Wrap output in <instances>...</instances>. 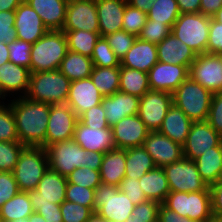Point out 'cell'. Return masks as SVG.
<instances>
[{"label":"cell","instance_id":"obj_18","mask_svg":"<svg viewBox=\"0 0 222 222\" xmlns=\"http://www.w3.org/2000/svg\"><path fill=\"white\" fill-rule=\"evenodd\" d=\"M142 146L151 155L156 167H164L184 157L183 146L158 131H150Z\"/></svg>","mask_w":222,"mask_h":222},{"label":"cell","instance_id":"obj_27","mask_svg":"<svg viewBox=\"0 0 222 222\" xmlns=\"http://www.w3.org/2000/svg\"><path fill=\"white\" fill-rule=\"evenodd\" d=\"M158 61L157 45L137 37L131 49L120 61V67L137 69L148 73Z\"/></svg>","mask_w":222,"mask_h":222},{"label":"cell","instance_id":"obj_10","mask_svg":"<svg viewBox=\"0 0 222 222\" xmlns=\"http://www.w3.org/2000/svg\"><path fill=\"white\" fill-rule=\"evenodd\" d=\"M49 168L60 175H69L73 170L85 164V149L73 139L49 145L46 148Z\"/></svg>","mask_w":222,"mask_h":222},{"label":"cell","instance_id":"obj_2","mask_svg":"<svg viewBox=\"0 0 222 222\" xmlns=\"http://www.w3.org/2000/svg\"><path fill=\"white\" fill-rule=\"evenodd\" d=\"M71 81L58 69L34 72L30 75L25 98L51 104L66 103Z\"/></svg>","mask_w":222,"mask_h":222},{"label":"cell","instance_id":"obj_50","mask_svg":"<svg viewBox=\"0 0 222 222\" xmlns=\"http://www.w3.org/2000/svg\"><path fill=\"white\" fill-rule=\"evenodd\" d=\"M31 48L32 44L19 39L8 44L9 62L30 69Z\"/></svg>","mask_w":222,"mask_h":222},{"label":"cell","instance_id":"obj_55","mask_svg":"<svg viewBox=\"0 0 222 222\" xmlns=\"http://www.w3.org/2000/svg\"><path fill=\"white\" fill-rule=\"evenodd\" d=\"M207 122L222 136V92L213 94Z\"/></svg>","mask_w":222,"mask_h":222},{"label":"cell","instance_id":"obj_71","mask_svg":"<svg viewBox=\"0 0 222 222\" xmlns=\"http://www.w3.org/2000/svg\"><path fill=\"white\" fill-rule=\"evenodd\" d=\"M13 222H29L28 218L25 219H19L17 221H13Z\"/></svg>","mask_w":222,"mask_h":222},{"label":"cell","instance_id":"obj_24","mask_svg":"<svg viewBox=\"0 0 222 222\" xmlns=\"http://www.w3.org/2000/svg\"><path fill=\"white\" fill-rule=\"evenodd\" d=\"M30 69L7 62L0 65V98L5 100V96L10 97L12 93H22L20 97H24L28 90L30 81Z\"/></svg>","mask_w":222,"mask_h":222},{"label":"cell","instance_id":"obj_6","mask_svg":"<svg viewBox=\"0 0 222 222\" xmlns=\"http://www.w3.org/2000/svg\"><path fill=\"white\" fill-rule=\"evenodd\" d=\"M162 204L192 221L205 222L213 216L209 186L204 191L198 192L170 191Z\"/></svg>","mask_w":222,"mask_h":222},{"label":"cell","instance_id":"obj_1","mask_svg":"<svg viewBox=\"0 0 222 222\" xmlns=\"http://www.w3.org/2000/svg\"><path fill=\"white\" fill-rule=\"evenodd\" d=\"M18 97L9 103L16 120L18 141L24 146L45 149L50 104Z\"/></svg>","mask_w":222,"mask_h":222},{"label":"cell","instance_id":"obj_42","mask_svg":"<svg viewBox=\"0 0 222 222\" xmlns=\"http://www.w3.org/2000/svg\"><path fill=\"white\" fill-rule=\"evenodd\" d=\"M24 147L19 141H0V171L13 172Z\"/></svg>","mask_w":222,"mask_h":222},{"label":"cell","instance_id":"obj_22","mask_svg":"<svg viewBox=\"0 0 222 222\" xmlns=\"http://www.w3.org/2000/svg\"><path fill=\"white\" fill-rule=\"evenodd\" d=\"M73 140L86 151L105 153L115 147L112 128L97 129L88 127L79 119L75 126Z\"/></svg>","mask_w":222,"mask_h":222},{"label":"cell","instance_id":"obj_36","mask_svg":"<svg viewBox=\"0 0 222 222\" xmlns=\"http://www.w3.org/2000/svg\"><path fill=\"white\" fill-rule=\"evenodd\" d=\"M149 90L148 73L120 67L119 91L141 98Z\"/></svg>","mask_w":222,"mask_h":222},{"label":"cell","instance_id":"obj_47","mask_svg":"<svg viewBox=\"0 0 222 222\" xmlns=\"http://www.w3.org/2000/svg\"><path fill=\"white\" fill-rule=\"evenodd\" d=\"M171 33V28L165 23H158L154 20H146L138 38L157 45Z\"/></svg>","mask_w":222,"mask_h":222},{"label":"cell","instance_id":"obj_38","mask_svg":"<svg viewBox=\"0 0 222 222\" xmlns=\"http://www.w3.org/2000/svg\"><path fill=\"white\" fill-rule=\"evenodd\" d=\"M67 38L68 50L84 56H92L94 46L100 38V32L86 30H62Z\"/></svg>","mask_w":222,"mask_h":222},{"label":"cell","instance_id":"obj_43","mask_svg":"<svg viewBox=\"0 0 222 222\" xmlns=\"http://www.w3.org/2000/svg\"><path fill=\"white\" fill-rule=\"evenodd\" d=\"M146 20L147 13L127 3L123 15L122 30L138 37L146 23Z\"/></svg>","mask_w":222,"mask_h":222},{"label":"cell","instance_id":"obj_57","mask_svg":"<svg viewBox=\"0 0 222 222\" xmlns=\"http://www.w3.org/2000/svg\"><path fill=\"white\" fill-rule=\"evenodd\" d=\"M33 211L40 214L46 222H63L59 204L34 205Z\"/></svg>","mask_w":222,"mask_h":222},{"label":"cell","instance_id":"obj_31","mask_svg":"<svg viewBox=\"0 0 222 222\" xmlns=\"http://www.w3.org/2000/svg\"><path fill=\"white\" fill-rule=\"evenodd\" d=\"M138 181L148 200H154L162 204L170 192L163 167H155L149 170Z\"/></svg>","mask_w":222,"mask_h":222},{"label":"cell","instance_id":"obj_60","mask_svg":"<svg viewBox=\"0 0 222 222\" xmlns=\"http://www.w3.org/2000/svg\"><path fill=\"white\" fill-rule=\"evenodd\" d=\"M105 153L85 150V164L82 167L91 168L92 170H100Z\"/></svg>","mask_w":222,"mask_h":222},{"label":"cell","instance_id":"obj_12","mask_svg":"<svg viewBox=\"0 0 222 222\" xmlns=\"http://www.w3.org/2000/svg\"><path fill=\"white\" fill-rule=\"evenodd\" d=\"M172 105V94L149 90L140 98L138 116L150 131H158Z\"/></svg>","mask_w":222,"mask_h":222},{"label":"cell","instance_id":"obj_52","mask_svg":"<svg viewBox=\"0 0 222 222\" xmlns=\"http://www.w3.org/2000/svg\"><path fill=\"white\" fill-rule=\"evenodd\" d=\"M78 119L88 127H95L97 129H105L109 127L102 104L86 110L78 117Z\"/></svg>","mask_w":222,"mask_h":222},{"label":"cell","instance_id":"obj_21","mask_svg":"<svg viewBox=\"0 0 222 222\" xmlns=\"http://www.w3.org/2000/svg\"><path fill=\"white\" fill-rule=\"evenodd\" d=\"M103 95L90 77L71 81L66 104L79 117L86 110L101 104Z\"/></svg>","mask_w":222,"mask_h":222},{"label":"cell","instance_id":"obj_48","mask_svg":"<svg viewBox=\"0 0 222 222\" xmlns=\"http://www.w3.org/2000/svg\"><path fill=\"white\" fill-rule=\"evenodd\" d=\"M94 191L87 187L67 183L65 200L89 207L94 211Z\"/></svg>","mask_w":222,"mask_h":222},{"label":"cell","instance_id":"obj_29","mask_svg":"<svg viewBox=\"0 0 222 222\" xmlns=\"http://www.w3.org/2000/svg\"><path fill=\"white\" fill-rule=\"evenodd\" d=\"M192 123L193 121L173 104L169 108L158 132L183 146L186 143Z\"/></svg>","mask_w":222,"mask_h":222},{"label":"cell","instance_id":"obj_25","mask_svg":"<svg viewBox=\"0 0 222 222\" xmlns=\"http://www.w3.org/2000/svg\"><path fill=\"white\" fill-rule=\"evenodd\" d=\"M101 37L122 30L127 0H95Z\"/></svg>","mask_w":222,"mask_h":222},{"label":"cell","instance_id":"obj_65","mask_svg":"<svg viewBox=\"0 0 222 222\" xmlns=\"http://www.w3.org/2000/svg\"><path fill=\"white\" fill-rule=\"evenodd\" d=\"M9 62L8 44L0 42V65Z\"/></svg>","mask_w":222,"mask_h":222},{"label":"cell","instance_id":"obj_7","mask_svg":"<svg viewBox=\"0 0 222 222\" xmlns=\"http://www.w3.org/2000/svg\"><path fill=\"white\" fill-rule=\"evenodd\" d=\"M211 17L201 13H184L177 18L171 33L197 55L207 53Z\"/></svg>","mask_w":222,"mask_h":222},{"label":"cell","instance_id":"obj_23","mask_svg":"<svg viewBox=\"0 0 222 222\" xmlns=\"http://www.w3.org/2000/svg\"><path fill=\"white\" fill-rule=\"evenodd\" d=\"M139 102V97L121 91H117L110 96H103L101 104L105 110L109 127L114 126L126 116L137 115Z\"/></svg>","mask_w":222,"mask_h":222},{"label":"cell","instance_id":"obj_41","mask_svg":"<svg viewBox=\"0 0 222 222\" xmlns=\"http://www.w3.org/2000/svg\"><path fill=\"white\" fill-rule=\"evenodd\" d=\"M0 141L14 142L18 141V132L14 113L8 103L0 101Z\"/></svg>","mask_w":222,"mask_h":222},{"label":"cell","instance_id":"obj_59","mask_svg":"<svg viewBox=\"0 0 222 222\" xmlns=\"http://www.w3.org/2000/svg\"><path fill=\"white\" fill-rule=\"evenodd\" d=\"M158 220L160 222H201V221H192L189 218L181 217L176 212L169 210L163 204H160L158 211Z\"/></svg>","mask_w":222,"mask_h":222},{"label":"cell","instance_id":"obj_28","mask_svg":"<svg viewBox=\"0 0 222 222\" xmlns=\"http://www.w3.org/2000/svg\"><path fill=\"white\" fill-rule=\"evenodd\" d=\"M40 16L48 30L62 31L69 0H25Z\"/></svg>","mask_w":222,"mask_h":222},{"label":"cell","instance_id":"obj_4","mask_svg":"<svg viewBox=\"0 0 222 222\" xmlns=\"http://www.w3.org/2000/svg\"><path fill=\"white\" fill-rule=\"evenodd\" d=\"M173 104L193 122L207 121L213 93L188 77L173 92Z\"/></svg>","mask_w":222,"mask_h":222},{"label":"cell","instance_id":"obj_70","mask_svg":"<svg viewBox=\"0 0 222 222\" xmlns=\"http://www.w3.org/2000/svg\"><path fill=\"white\" fill-rule=\"evenodd\" d=\"M218 181L222 182V166H221V169H220V172H219Z\"/></svg>","mask_w":222,"mask_h":222},{"label":"cell","instance_id":"obj_58","mask_svg":"<svg viewBox=\"0 0 222 222\" xmlns=\"http://www.w3.org/2000/svg\"><path fill=\"white\" fill-rule=\"evenodd\" d=\"M211 194L212 213L214 216L222 218V182L209 186Z\"/></svg>","mask_w":222,"mask_h":222},{"label":"cell","instance_id":"obj_61","mask_svg":"<svg viewBox=\"0 0 222 222\" xmlns=\"http://www.w3.org/2000/svg\"><path fill=\"white\" fill-rule=\"evenodd\" d=\"M222 7V0H201L200 13L213 17L217 11Z\"/></svg>","mask_w":222,"mask_h":222},{"label":"cell","instance_id":"obj_54","mask_svg":"<svg viewBox=\"0 0 222 222\" xmlns=\"http://www.w3.org/2000/svg\"><path fill=\"white\" fill-rule=\"evenodd\" d=\"M19 191L13 172L0 171V208Z\"/></svg>","mask_w":222,"mask_h":222},{"label":"cell","instance_id":"obj_69","mask_svg":"<svg viewBox=\"0 0 222 222\" xmlns=\"http://www.w3.org/2000/svg\"><path fill=\"white\" fill-rule=\"evenodd\" d=\"M205 222H222V218L218 217V216H212L210 217L208 220H206Z\"/></svg>","mask_w":222,"mask_h":222},{"label":"cell","instance_id":"obj_33","mask_svg":"<svg viewBox=\"0 0 222 222\" xmlns=\"http://www.w3.org/2000/svg\"><path fill=\"white\" fill-rule=\"evenodd\" d=\"M93 67L90 57L68 50L58 70L74 81L90 77Z\"/></svg>","mask_w":222,"mask_h":222},{"label":"cell","instance_id":"obj_56","mask_svg":"<svg viewBox=\"0 0 222 222\" xmlns=\"http://www.w3.org/2000/svg\"><path fill=\"white\" fill-rule=\"evenodd\" d=\"M207 53L215 55L222 53V23L213 17L210 19Z\"/></svg>","mask_w":222,"mask_h":222},{"label":"cell","instance_id":"obj_53","mask_svg":"<svg viewBox=\"0 0 222 222\" xmlns=\"http://www.w3.org/2000/svg\"><path fill=\"white\" fill-rule=\"evenodd\" d=\"M118 187L122 193L127 195L135 206L148 200L137 179L124 177Z\"/></svg>","mask_w":222,"mask_h":222},{"label":"cell","instance_id":"obj_14","mask_svg":"<svg viewBox=\"0 0 222 222\" xmlns=\"http://www.w3.org/2000/svg\"><path fill=\"white\" fill-rule=\"evenodd\" d=\"M62 30L99 32L95 0H69Z\"/></svg>","mask_w":222,"mask_h":222},{"label":"cell","instance_id":"obj_37","mask_svg":"<svg viewBox=\"0 0 222 222\" xmlns=\"http://www.w3.org/2000/svg\"><path fill=\"white\" fill-rule=\"evenodd\" d=\"M90 78L103 96L119 91L120 67L94 66Z\"/></svg>","mask_w":222,"mask_h":222},{"label":"cell","instance_id":"obj_15","mask_svg":"<svg viewBox=\"0 0 222 222\" xmlns=\"http://www.w3.org/2000/svg\"><path fill=\"white\" fill-rule=\"evenodd\" d=\"M221 142L222 136L207 121L193 122L186 143L183 145L184 158L195 160Z\"/></svg>","mask_w":222,"mask_h":222},{"label":"cell","instance_id":"obj_26","mask_svg":"<svg viewBox=\"0 0 222 222\" xmlns=\"http://www.w3.org/2000/svg\"><path fill=\"white\" fill-rule=\"evenodd\" d=\"M159 62L191 66L197 54L172 33L157 44Z\"/></svg>","mask_w":222,"mask_h":222},{"label":"cell","instance_id":"obj_9","mask_svg":"<svg viewBox=\"0 0 222 222\" xmlns=\"http://www.w3.org/2000/svg\"><path fill=\"white\" fill-rule=\"evenodd\" d=\"M169 183L170 191L198 192L204 191L208 185L199 175L194 160L182 158L163 167Z\"/></svg>","mask_w":222,"mask_h":222},{"label":"cell","instance_id":"obj_17","mask_svg":"<svg viewBox=\"0 0 222 222\" xmlns=\"http://www.w3.org/2000/svg\"><path fill=\"white\" fill-rule=\"evenodd\" d=\"M189 77V66L157 62L149 71L150 90L164 91L170 94Z\"/></svg>","mask_w":222,"mask_h":222},{"label":"cell","instance_id":"obj_72","mask_svg":"<svg viewBox=\"0 0 222 222\" xmlns=\"http://www.w3.org/2000/svg\"><path fill=\"white\" fill-rule=\"evenodd\" d=\"M216 55L218 56V58H219V60H220V62L222 64V53H219V54H216Z\"/></svg>","mask_w":222,"mask_h":222},{"label":"cell","instance_id":"obj_30","mask_svg":"<svg viewBox=\"0 0 222 222\" xmlns=\"http://www.w3.org/2000/svg\"><path fill=\"white\" fill-rule=\"evenodd\" d=\"M126 150L114 148L105 152L100 167L101 182L103 184L119 186L125 177Z\"/></svg>","mask_w":222,"mask_h":222},{"label":"cell","instance_id":"obj_64","mask_svg":"<svg viewBox=\"0 0 222 222\" xmlns=\"http://www.w3.org/2000/svg\"><path fill=\"white\" fill-rule=\"evenodd\" d=\"M24 0H0V12L16 10Z\"/></svg>","mask_w":222,"mask_h":222},{"label":"cell","instance_id":"obj_63","mask_svg":"<svg viewBox=\"0 0 222 222\" xmlns=\"http://www.w3.org/2000/svg\"><path fill=\"white\" fill-rule=\"evenodd\" d=\"M155 0H127V3L131 6L138 8L139 10L147 13L148 10L151 8L152 3H154Z\"/></svg>","mask_w":222,"mask_h":222},{"label":"cell","instance_id":"obj_3","mask_svg":"<svg viewBox=\"0 0 222 222\" xmlns=\"http://www.w3.org/2000/svg\"><path fill=\"white\" fill-rule=\"evenodd\" d=\"M67 52L68 44L65 33L48 30L38 41L32 44L30 72L59 69Z\"/></svg>","mask_w":222,"mask_h":222},{"label":"cell","instance_id":"obj_35","mask_svg":"<svg viewBox=\"0 0 222 222\" xmlns=\"http://www.w3.org/2000/svg\"><path fill=\"white\" fill-rule=\"evenodd\" d=\"M33 207L28 192L19 191L0 208V221L13 222L28 218L33 213Z\"/></svg>","mask_w":222,"mask_h":222},{"label":"cell","instance_id":"obj_16","mask_svg":"<svg viewBox=\"0 0 222 222\" xmlns=\"http://www.w3.org/2000/svg\"><path fill=\"white\" fill-rule=\"evenodd\" d=\"M67 183L66 176L48 168L38 182L36 190L28 191L32 207L50 204V202L60 205L65 201Z\"/></svg>","mask_w":222,"mask_h":222},{"label":"cell","instance_id":"obj_67","mask_svg":"<svg viewBox=\"0 0 222 222\" xmlns=\"http://www.w3.org/2000/svg\"><path fill=\"white\" fill-rule=\"evenodd\" d=\"M87 222H109L106 219L100 217L96 212L92 214V216L88 219Z\"/></svg>","mask_w":222,"mask_h":222},{"label":"cell","instance_id":"obj_34","mask_svg":"<svg viewBox=\"0 0 222 222\" xmlns=\"http://www.w3.org/2000/svg\"><path fill=\"white\" fill-rule=\"evenodd\" d=\"M155 167L151 155L143 146L126 149L125 177L138 180Z\"/></svg>","mask_w":222,"mask_h":222},{"label":"cell","instance_id":"obj_44","mask_svg":"<svg viewBox=\"0 0 222 222\" xmlns=\"http://www.w3.org/2000/svg\"><path fill=\"white\" fill-rule=\"evenodd\" d=\"M71 184L96 189L102 182L99 170H92L87 167H79L73 170L66 177Z\"/></svg>","mask_w":222,"mask_h":222},{"label":"cell","instance_id":"obj_51","mask_svg":"<svg viewBox=\"0 0 222 222\" xmlns=\"http://www.w3.org/2000/svg\"><path fill=\"white\" fill-rule=\"evenodd\" d=\"M15 10L0 12V42L10 44L17 39Z\"/></svg>","mask_w":222,"mask_h":222},{"label":"cell","instance_id":"obj_20","mask_svg":"<svg viewBox=\"0 0 222 222\" xmlns=\"http://www.w3.org/2000/svg\"><path fill=\"white\" fill-rule=\"evenodd\" d=\"M17 39L34 44L48 29L37 12L24 0L15 10Z\"/></svg>","mask_w":222,"mask_h":222},{"label":"cell","instance_id":"obj_32","mask_svg":"<svg viewBox=\"0 0 222 222\" xmlns=\"http://www.w3.org/2000/svg\"><path fill=\"white\" fill-rule=\"evenodd\" d=\"M194 161L202 180L208 186L216 183L222 166V142L210 148V151L201 154Z\"/></svg>","mask_w":222,"mask_h":222},{"label":"cell","instance_id":"obj_13","mask_svg":"<svg viewBox=\"0 0 222 222\" xmlns=\"http://www.w3.org/2000/svg\"><path fill=\"white\" fill-rule=\"evenodd\" d=\"M189 77L213 94L222 92V64L215 54L197 55L189 67Z\"/></svg>","mask_w":222,"mask_h":222},{"label":"cell","instance_id":"obj_62","mask_svg":"<svg viewBox=\"0 0 222 222\" xmlns=\"http://www.w3.org/2000/svg\"><path fill=\"white\" fill-rule=\"evenodd\" d=\"M180 14L200 13L201 0H176Z\"/></svg>","mask_w":222,"mask_h":222},{"label":"cell","instance_id":"obj_45","mask_svg":"<svg viewBox=\"0 0 222 222\" xmlns=\"http://www.w3.org/2000/svg\"><path fill=\"white\" fill-rule=\"evenodd\" d=\"M105 38L120 61L131 49L132 45L137 39L136 36L131 35L124 30H119L108 34L105 36Z\"/></svg>","mask_w":222,"mask_h":222},{"label":"cell","instance_id":"obj_5","mask_svg":"<svg viewBox=\"0 0 222 222\" xmlns=\"http://www.w3.org/2000/svg\"><path fill=\"white\" fill-rule=\"evenodd\" d=\"M49 168L48 154L43 147L25 146L13 170L20 191L36 190L38 182Z\"/></svg>","mask_w":222,"mask_h":222},{"label":"cell","instance_id":"obj_49","mask_svg":"<svg viewBox=\"0 0 222 222\" xmlns=\"http://www.w3.org/2000/svg\"><path fill=\"white\" fill-rule=\"evenodd\" d=\"M63 222H87L94 211L74 202L64 201L60 204Z\"/></svg>","mask_w":222,"mask_h":222},{"label":"cell","instance_id":"obj_8","mask_svg":"<svg viewBox=\"0 0 222 222\" xmlns=\"http://www.w3.org/2000/svg\"><path fill=\"white\" fill-rule=\"evenodd\" d=\"M134 206L118 186L101 183L94 191V212L109 222H125Z\"/></svg>","mask_w":222,"mask_h":222},{"label":"cell","instance_id":"obj_39","mask_svg":"<svg viewBox=\"0 0 222 222\" xmlns=\"http://www.w3.org/2000/svg\"><path fill=\"white\" fill-rule=\"evenodd\" d=\"M180 16L176 0H155L147 12V19L165 23L170 28Z\"/></svg>","mask_w":222,"mask_h":222},{"label":"cell","instance_id":"obj_11","mask_svg":"<svg viewBox=\"0 0 222 222\" xmlns=\"http://www.w3.org/2000/svg\"><path fill=\"white\" fill-rule=\"evenodd\" d=\"M78 116L66 103L51 104L45 149L54 143L72 140Z\"/></svg>","mask_w":222,"mask_h":222},{"label":"cell","instance_id":"obj_46","mask_svg":"<svg viewBox=\"0 0 222 222\" xmlns=\"http://www.w3.org/2000/svg\"><path fill=\"white\" fill-rule=\"evenodd\" d=\"M160 203L154 200H147L136 206L125 222H153L158 219Z\"/></svg>","mask_w":222,"mask_h":222},{"label":"cell","instance_id":"obj_68","mask_svg":"<svg viewBox=\"0 0 222 222\" xmlns=\"http://www.w3.org/2000/svg\"><path fill=\"white\" fill-rule=\"evenodd\" d=\"M213 18L222 23V7L217 11V13L213 16Z\"/></svg>","mask_w":222,"mask_h":222},{"label":"cell","instance_id":"obj_66","mask_svg":"<svg viewBox=\"0 0 222 222\" xmlns=\"http://www.w3.org/2000/svg\"><path fill=\"white\" fill-rule=\"evenodd\" d=\"M29 222H46V220L37 212H33L29 217H28Z\"/></svg>","mask_w":222,"mask_h":222},{"label":"cell","instance_id":"obj_19","mask_svg":"<svg viewBox=\"0 0 222 222\" xmlns=\"http://www.w3.org/2000/svg\"><path fill=\"white\" fill-rule=\"evenodd\" d=\"M111 128L115 147L125 150L142 146L150 132L138 114L122 118Z\"/></svg>","mask_w":222,"mask_h":222},{"label":"cell","instance_id":"obj_40","mask_svg":"<svg viewBox=\"0 0 222 222\" xmlns=\"http://www.w3.org/2000/svg\"><path fill=\"white\" fill-rule=\"evenodd\" d=\"M93 65L97 67H120V60L111 49L105 37L98 39L91 56Z\"/></svg>","mask_w":222,"mask_h":222}]
</instances>
